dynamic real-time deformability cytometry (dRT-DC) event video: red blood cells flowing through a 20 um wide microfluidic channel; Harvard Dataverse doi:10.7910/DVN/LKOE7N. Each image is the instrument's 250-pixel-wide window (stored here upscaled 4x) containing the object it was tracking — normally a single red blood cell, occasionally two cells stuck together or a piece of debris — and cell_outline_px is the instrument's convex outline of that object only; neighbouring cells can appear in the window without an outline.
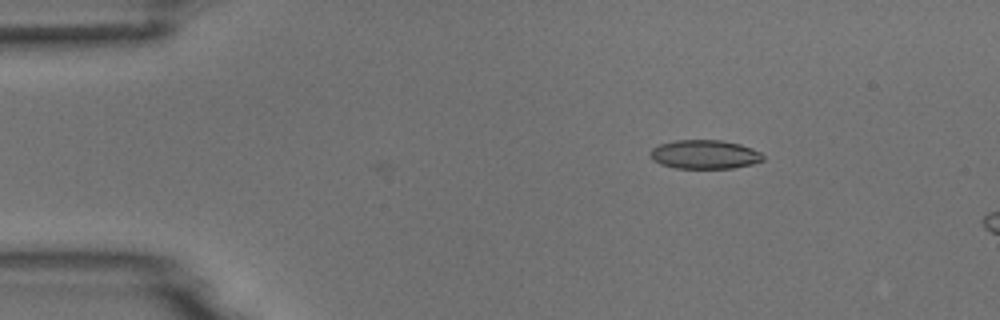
{"species": "common noctule bat (a hibernating species)", "species_latin": "Nyctalus noctula", "temperature_condition": "room temperature", "stored_images_in_passage": 2, "camera_frame_rate_fps": 3000, "um_per_image_px": 0.085, "animal": {"sex": "male", "body_mass_g": 18.8}, "frame": {"image": 1, "passage_image": 2, "time_ms": 1.0, "image_size_px": [1000, 320], "cell_outline_px": [[764, 160], [752, 164], [732, 168], [676, 168], [660, 164], [652, 160], [648, 152], [652, 148], [660, 144], [676, 140], [724, 140], [740, 144], [752, 148], [760, 152], [764, 156]], "centroid_in_image_um": [59.88, 13.12], "position_along_channel_um": 25.1, "area_um2": 19.13}}